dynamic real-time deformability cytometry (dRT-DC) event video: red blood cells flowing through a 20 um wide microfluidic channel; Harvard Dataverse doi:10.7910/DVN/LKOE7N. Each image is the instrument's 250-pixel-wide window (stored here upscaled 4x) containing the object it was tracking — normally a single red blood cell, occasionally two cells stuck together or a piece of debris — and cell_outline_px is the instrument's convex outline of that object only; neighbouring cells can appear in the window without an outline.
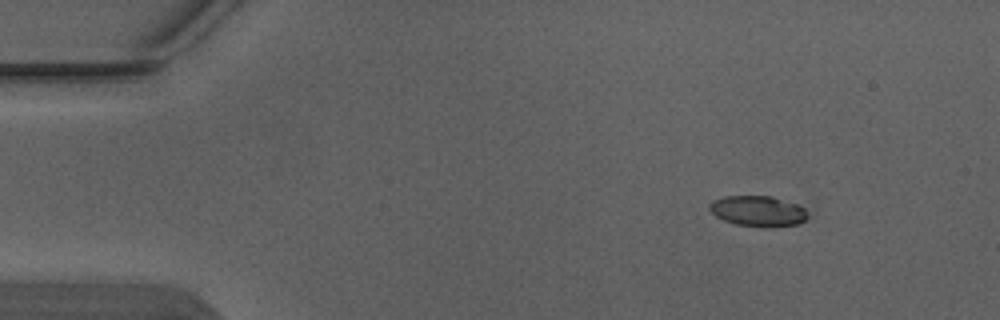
{"species": "Egyptian fruit bat (a non-hibernating species)", "species_latin": "Rousettus aegyptiacus", "temperature_condition": "warm", "stored_images_in_passage": 4, "segment_of_instrument_passage": [1, 2], "camera_frame_rate_fps": 3000, "um_per_image_px": 0.085, "animal": {"sex": "male"}, "frame": {"image": 1, "passage_image": 1, "time_ms": 0.0, "image_size_px": [1000, 320], "cell_outline_px": [[808, 216], [800, 224], [764, 228], [736, 224], [724, 220], [716, 216], [708, 208], [708, 204], [712, 200], [724, 196], [772, 196], [800, 204], [808, 212]], "centroid_in_image_um": [64.45, 17.94], "position_along_channel_um": 20.5, "area_um2": 17.86}}
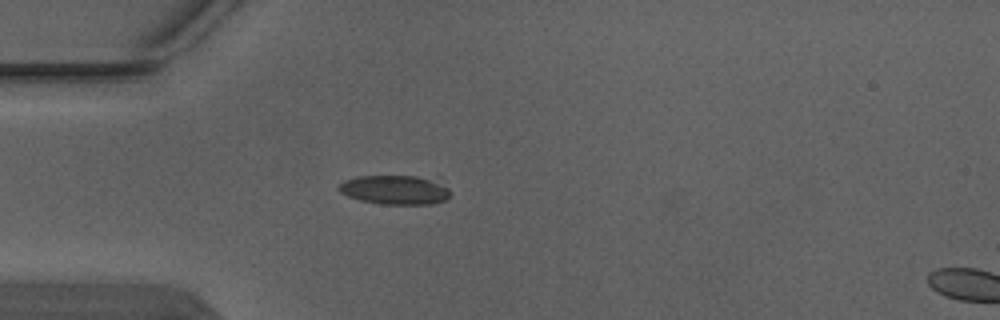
{"frame": {"image": 2, "passage_image": 3, "time_ms": 0.667, "image_size_px": [1000, 320], "cell_outline_px": [[452, 192], [444, 200], [432, 204], [380, 204], [360, 200], [348, 196], [340, 192], [336, 188], [344, 180], [356, 176], [416, 176], [428, 180], [448, 188]], "centroid_in_image_um": [33.49, 16.14], "position_along_channel_um": 51.5, "area_um2": 18.67}}